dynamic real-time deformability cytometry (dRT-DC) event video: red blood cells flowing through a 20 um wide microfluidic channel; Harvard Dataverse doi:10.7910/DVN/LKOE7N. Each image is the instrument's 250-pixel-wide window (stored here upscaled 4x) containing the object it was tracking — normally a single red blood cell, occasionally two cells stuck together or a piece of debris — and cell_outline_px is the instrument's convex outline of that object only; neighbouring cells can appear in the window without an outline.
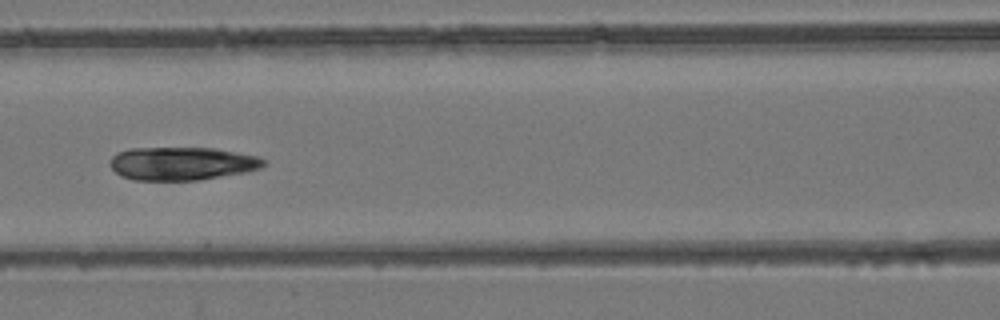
{"species": "common noctule bat (a hibernating species)", "species_latin": "Nyctalus noctula", "temperature_condition": "room temperature", "stored_images_in_passage": 8, "camera_frame_rate_fps": 3000, "um_per_image_px": 0.085, "animal": {"sex": "female", "body_mass_g": 24.6, "forearm_length_mm": 56.2}, "frame": {"image": 1, "passage_image": 5, "time_ms": 4.667, "image_size_px": [1000, 320], "cell_outline_px": [[268, 160], [260, 168], [244, 172], [200, 180], [132, 180], [120, 176], [108, 164], [112, 156], [116, 152], [132, 148], [212, 148], [256, 156]], "centroid_in_image_um": [15.41, 13.9], "position_along_channel_um": 151.2, "area_um2": 29.71}}
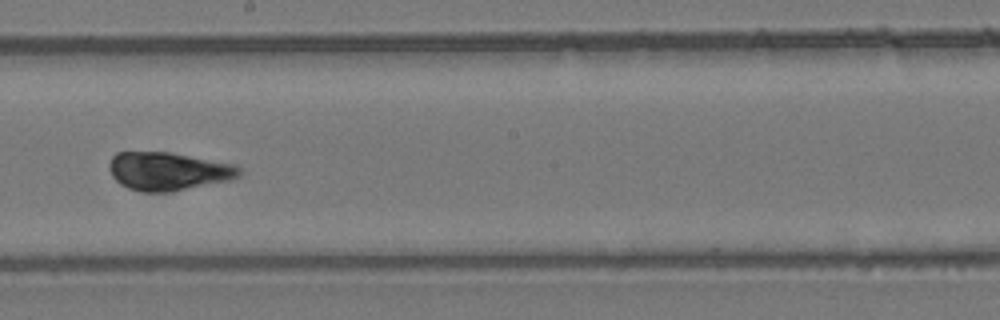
{"frame": {"image": 2, "passage_image": 7, "time_ms": 7.0, "image_size_px": [1000, 320], "cell_outline_px": [[240, 176], [232, 180], [172, 192], [140, 192], [128, 188], [120, 184], [112, 176], [108, 168], [108, 164], [112, 156], [116, 152], [168, 152], [236, 164], [240, 168]], "centroid_in_image_um": [14.3, 14.56], "position_along_channel_um": 233.9, "area_um2": 29.3}}
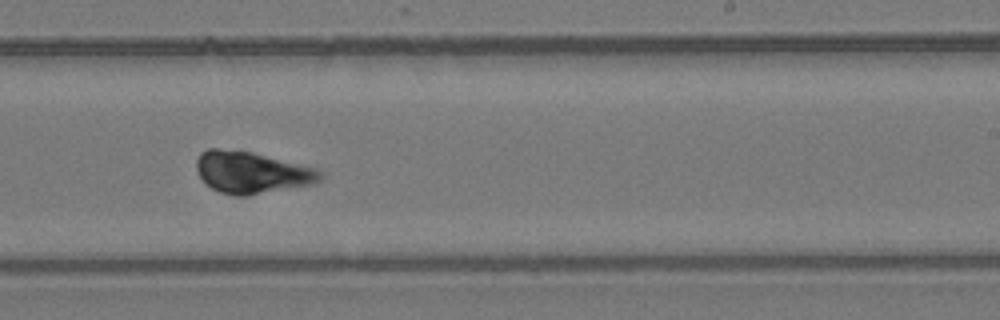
{"frame": {"image": 3, "passage_image": 8, "time_ms": 8.0, "image_size_px": [1000, 320], "cell_outline_px": [[324, 176], [316, 184], [248, 196], [236, 196], [220, 192], [212, 188], [200, 176], [196, 168], [196, 160], [200, 152], [208, 148], [216, 148], [252, 152], [316, 168]], "centroid_in_image_um": [21.41, 14.66], "position_along_channel_um": 267.6, "area_um2": 30.23}}